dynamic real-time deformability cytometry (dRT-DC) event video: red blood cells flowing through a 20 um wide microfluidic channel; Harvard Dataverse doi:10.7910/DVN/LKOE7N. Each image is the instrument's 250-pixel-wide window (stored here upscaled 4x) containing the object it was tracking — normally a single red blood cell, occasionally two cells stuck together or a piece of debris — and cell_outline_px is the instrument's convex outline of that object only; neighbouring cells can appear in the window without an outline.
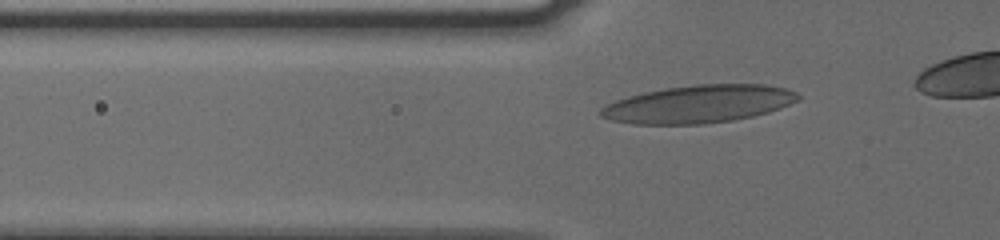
{"species": "human", "species_latin": "Homo sapiens", "temperature_condition": "cold", "stored_images_in_passage": 9, "camera_frame_rate_fps": 3000, "um_per_image_px": 0.085, "donor": {"sex": "male"}, "frame": {"image": 1, "passage_image": 7, "time_ms": 2.0, "image_size_px": [1000, 240], "cell_outline_px": [[800, 96], [796, 100], [780, 108], [768, 112], [752, 116], [732, 120], [704, 124], [632, 124], [612, 120], [600, 116], [596, 112], [604, 104], [628, 96], [644, 92], [664, 88], [696, 84], [764, 84], [784, 88], [796, 92]], "centroid_in_image_um": [59.31, 8.84], "position_along_channel_um": 66.5, "area_um2": 43.41}}